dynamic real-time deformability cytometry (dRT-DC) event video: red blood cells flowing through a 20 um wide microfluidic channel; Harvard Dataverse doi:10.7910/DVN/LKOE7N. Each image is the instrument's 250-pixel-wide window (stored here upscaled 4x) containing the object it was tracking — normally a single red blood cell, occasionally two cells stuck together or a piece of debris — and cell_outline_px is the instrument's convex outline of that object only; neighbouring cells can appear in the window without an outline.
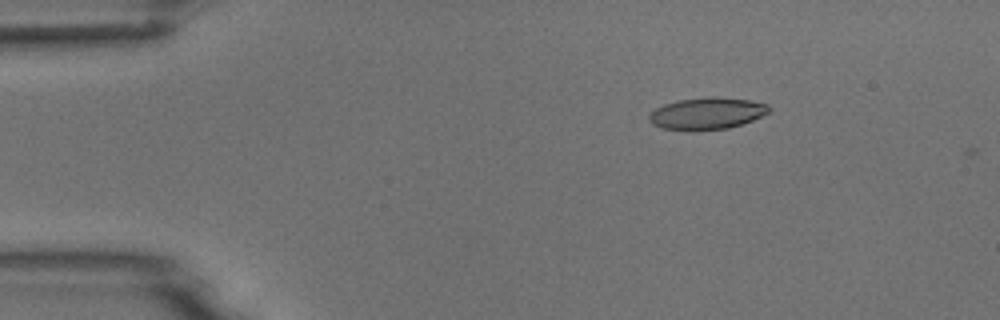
{"species": "common noctule bat (a hibernating species)", "species_latin": "Nyctalus noctula", "temperature_condition": "room temperature", "stored_images_in_passage": 4, "camera_frame_rate_fps": 3000, "um_per_image_px": 0.085, "animal": {"sex": "male", "body_mass_g": 18.8}, "frame": {"image": 1, "passage_image": 3, "time_ms": 2.333, "image_size_px": [1000, 320], "cell_outline_px": [[772, 108], [768, 112], [752, 120], [728, 128], [688, 132], [660, 128], [652, 124], [648, 120], [648, 116], [656, 108], [664, 104], [680, 100], [712, 96], [748, 100], [768, 104]], "centroid_in_image_um": [60.04, 9.66], "position_along_channel_um": 25.0, "area_um2": 22.43}}